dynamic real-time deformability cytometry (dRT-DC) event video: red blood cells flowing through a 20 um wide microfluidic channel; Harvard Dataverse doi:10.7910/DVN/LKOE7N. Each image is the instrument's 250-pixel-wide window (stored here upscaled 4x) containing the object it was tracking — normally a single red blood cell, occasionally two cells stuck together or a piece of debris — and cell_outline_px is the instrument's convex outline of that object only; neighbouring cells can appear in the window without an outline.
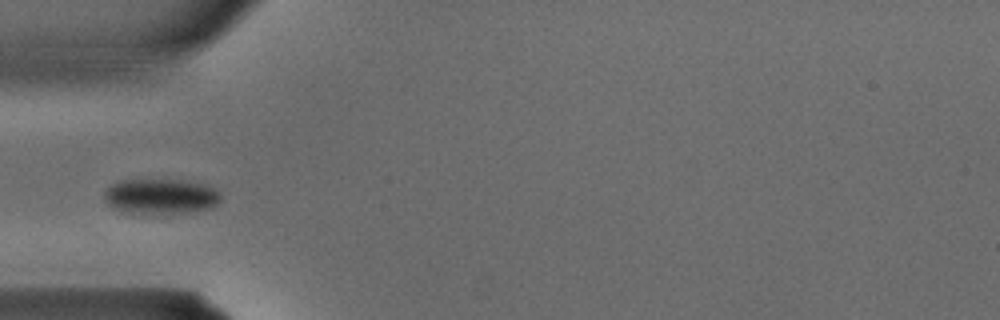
{"species": "common noctule bat (a hibernating species)", "species_latin": "Nyctalus noctula", "temperature_condition": "warm", "stored_images_in_passage": 25, "camera_frame_rate_fps": 3000, "um_per_image_px": 0.085, "animal": {"sex": "male", "body_mass_g": 15.6}, "frame": {"image": 1, "passage_image": 1, "time_ms": 0.0, "image_size_px": [1000, 320], "cell_outline_px": [[220, 200], [212, 208], [188, 212], [128, 212], [116, 208], [108, 204], [104, 200], [104, 192], [112, 184], [124, 180], [180, 180], [204, 184], [216, 188], [220, 192]], "centroid_in_image_um": [13.7, 16.67], "position_along_channel_um": 71.3, "area_um2": 23.41}}
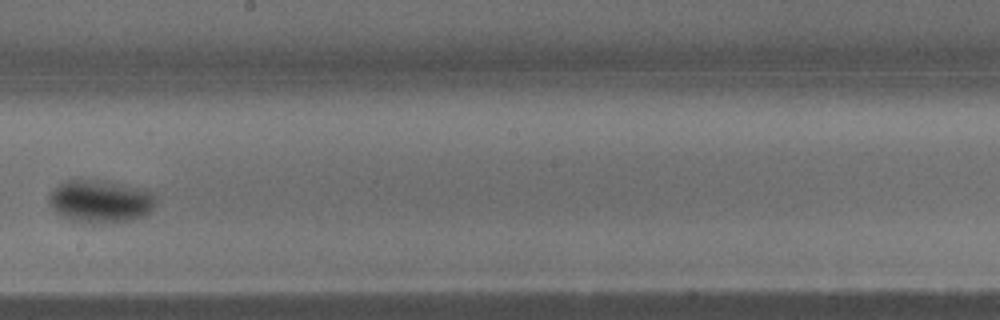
{"frame": {"image": 2, "passage_image": 10, "time_ms": 3.0, "image_size_px": [1000, 320], "cell_outline_px": [[156, 204], [144, 216], [132, 220], [108, 224], [92, 224], [72, 220], [56, 212], [52, 208], [48, 200], [48, 196], [60, 184], [68, 180], [104, 180], [152, 192], [156, 196]], "centroid_in_image_um": [8.55, 17.14], "position_along_channel_um": 239.7, "area_um2": 26.59}}
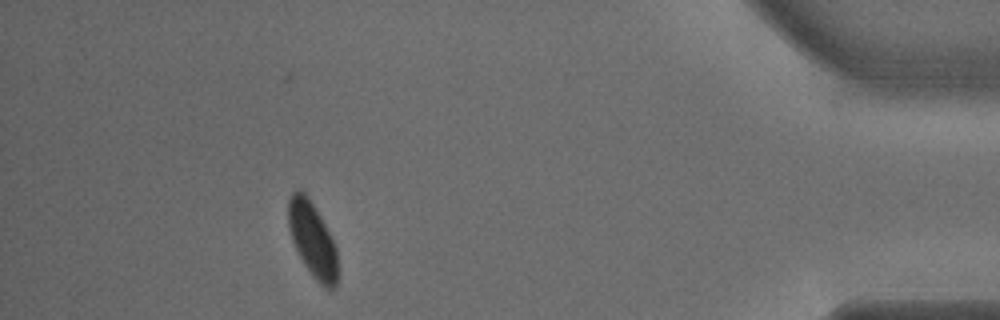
{"frame": {"image": 3, "passage_image": 22, "time_ms": 7.0, "image_size_px": [1000, 320], "cell_outline_px": [[336, 288], [324, 288], [312, 276], [304, 264], [292, 240], [288, 228], [288, 200], [292, 192], [296, 188], [300, 188], [308, 196], [320, 216], [336, 248]], "centroid_in_image_um": [26.52, 20.33], "position_along_channel_um": 408.7, "area_um2": 21.27}}